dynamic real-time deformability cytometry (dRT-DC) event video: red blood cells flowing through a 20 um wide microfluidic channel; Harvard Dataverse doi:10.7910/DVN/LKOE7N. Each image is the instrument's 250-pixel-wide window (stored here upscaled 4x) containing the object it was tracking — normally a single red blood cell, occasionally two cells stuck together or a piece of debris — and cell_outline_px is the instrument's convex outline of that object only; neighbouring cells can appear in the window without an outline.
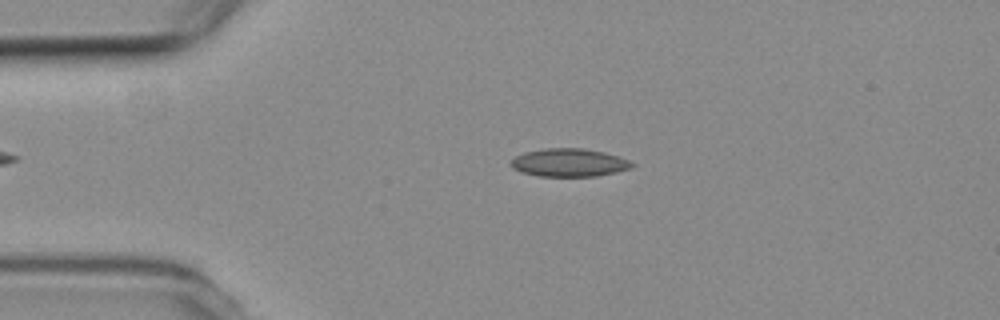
{"species": "common noctule bat (a hibernating species)", "species_latin": "Nyctalus noctula", "temperature_condition": "room temperature", "stored_images_in_passage": 52, "camera_frame_rate_fps": 3000, "um_per_image_px": 0.085, "animal": {"sex": "female", "body_mass_g": 19.3, "forearm_length_mm": 54.1}, "frame": {"image": 1, "passage_image": 10, "time_ms": 3.0, "image_size_px": [1000, 320], "cell_outline_px": [[636, 164], [628, 168], [616, 172], [596, 176], [540, 176], [520, 172], [512, 168], [512, 160], [516, 156], [524, 152], [548, 148], [580, 148], [604, 152], [628, 160]], "centroid_in_image_um": [48.35, 13.82], "position_along_channel_um": 36.6, "area_um2": 19.54}}
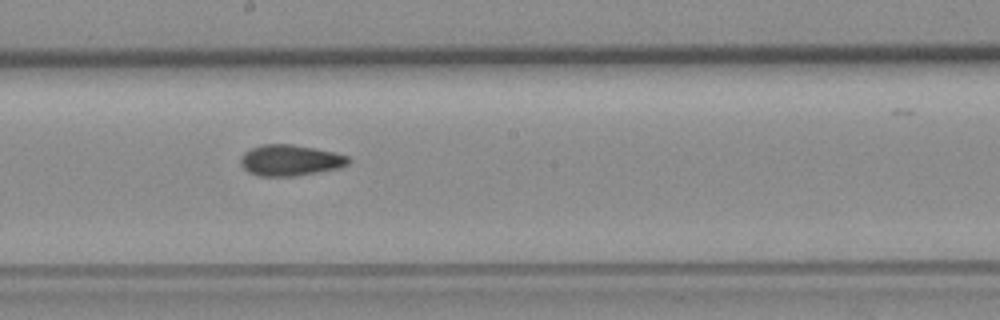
{"frame": {"image": 2, "passage_image": 28, "time_ms": 9.0, "image_size_px": [1000, 320], "cell_outline_px": [[348, 164], [340, 168], [296, 176], [260, 176], [248, 172], [240, 164], [240, 160], [244, 152], [260, 144], [292, 144], [316, 148], [348, 156]], "centroid_in_image_um": [24.64, 13.62], "position_along_channel_um": 223.6, "area_um2": 19.48}}
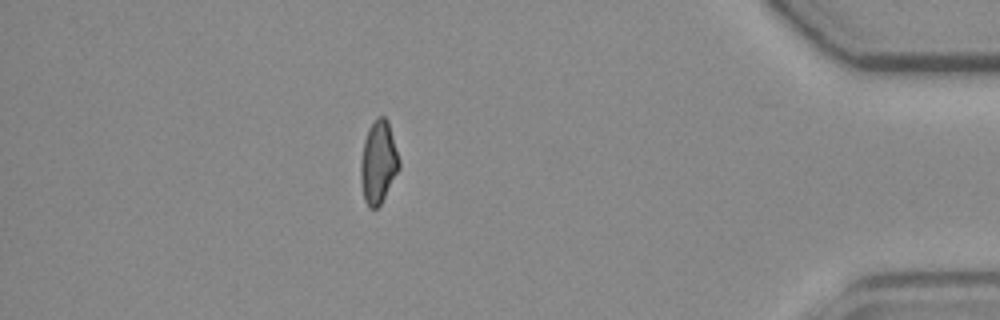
{"frame": {"image": 3, "passage_image": 46, "time_ms": 15.0, "image_size_px": [1000, 320], "cell_outline_px": [[400, 168], [380, 204], [376, 208], [368, 208], [364, 200], [360, 180], [360, 164], [364, 140], [368, 128], [376, 116], [384, 116], [388, 120], [400, 160]], "centroid_in_image_um": [32.15, 13.77], "position_along_channel_um": 403.0, "area_um2": 18.67}, "authors_computed_cell_mechanics": {"area_um2": 19.1896, "velocity_mm_per_s": 3.8027, "shape_relaxation_time_tau1_ms": 10.5138, "shape_relaxation_time_tau2_ms": 1.8652, "deformation_change_tau1": 0.2299, "deformation_change_tau2": 0.0509}}